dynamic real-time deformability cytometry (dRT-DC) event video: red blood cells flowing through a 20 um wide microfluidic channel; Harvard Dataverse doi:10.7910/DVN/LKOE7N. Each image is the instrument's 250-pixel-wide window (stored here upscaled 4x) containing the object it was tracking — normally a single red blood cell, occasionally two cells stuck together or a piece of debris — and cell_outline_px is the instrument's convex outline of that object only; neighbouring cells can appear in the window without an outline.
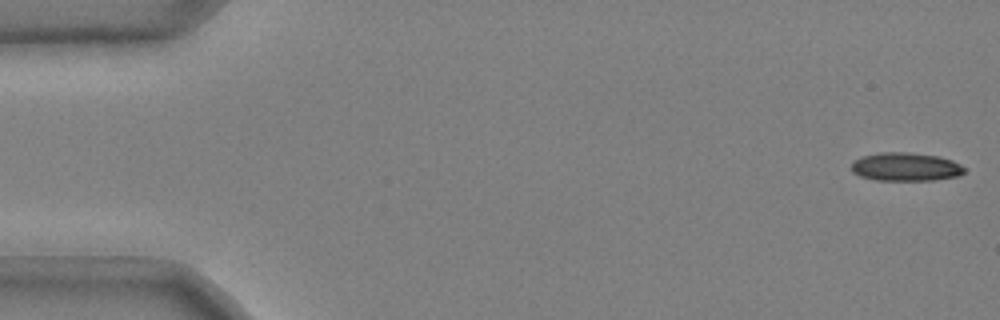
{"species": "common noctule bat (a hibernating species)", "species_latin": "Nyctalus noctula", "temperature_condition": "cold", "stored_images_in_passage": 50, "camera_frame_rate_fps": 3000, "um_per_image_px": 0.085, "animal": {"sex": "male", "body_mass_g": 20.4}, "frame": {"image": 1, "passage_image": 1, "time_ms": 0.0, "image_size_px": [1000, 320], "cell_outline_px": [[968, 168], [964, 172], [956, 176], [932, 180], [876, 180], [860, 176], [852, 172], [852, 160], [860, 156], [880, 152], [908, 152], [940, 156], [952, 160]], "centroid_in_image_um": [76.97, 14.17], "position_along_channel_um": 8.0, "area_um2": 18.9}}
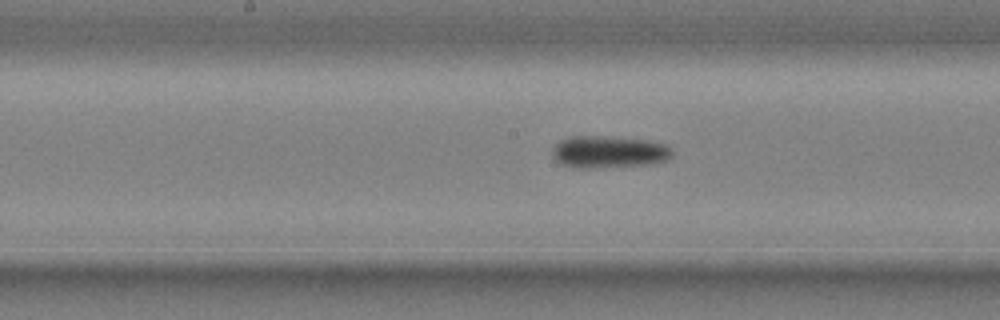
{"frame": {"image": 2, "passage_image": 27, "time_ms": 8.667, "image_size_px": [1000, 320], "cell_outline_px": [[672, 156], [668, 160], [648, 164], [592, 168], [572, 168], [560, 164], [552, 156], [552, 148], [560, 140], [568, 136], [604, 136], [648, 140], [668, 144], [672, 148]], "centroid_in_image_um": [51.73, 12.91], "position_along_channel_um": 196.5, "area_um2": 22.77}}
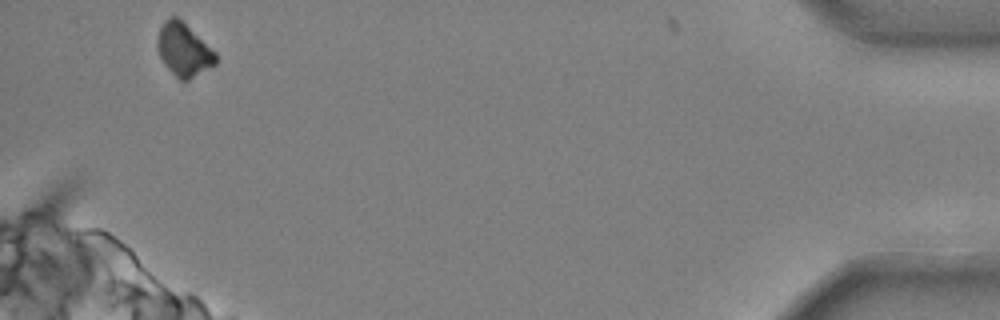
{"frame": {"image": 3, "passage_image": 50, "time_ms": 16.333, "image_size_px": [1000, 320], "cell_outline_px": [[216, 64], [188, 80], [180, 80], [164, 64], [156, 48], [156, 44], [160, 28], [164, 20], [168, 16], [176, 16], [216, 52]], "centroid_in_image_um": [15.59, 4.22], "position_along_channel_um": 419.6, "area_um2": 17.74}, "authors_computed_cell_mechanics": {"area_um2": 19.7676, "velocity_mm_per_s": 3.7107, "shape_relaxation_time_tau1_ms": 4.0016, "shape_relaxation_time_tau2_ms": 2.8366, "deformation_change_tau1": 0.1262, "deformation_change_tau2": 0.0883}}